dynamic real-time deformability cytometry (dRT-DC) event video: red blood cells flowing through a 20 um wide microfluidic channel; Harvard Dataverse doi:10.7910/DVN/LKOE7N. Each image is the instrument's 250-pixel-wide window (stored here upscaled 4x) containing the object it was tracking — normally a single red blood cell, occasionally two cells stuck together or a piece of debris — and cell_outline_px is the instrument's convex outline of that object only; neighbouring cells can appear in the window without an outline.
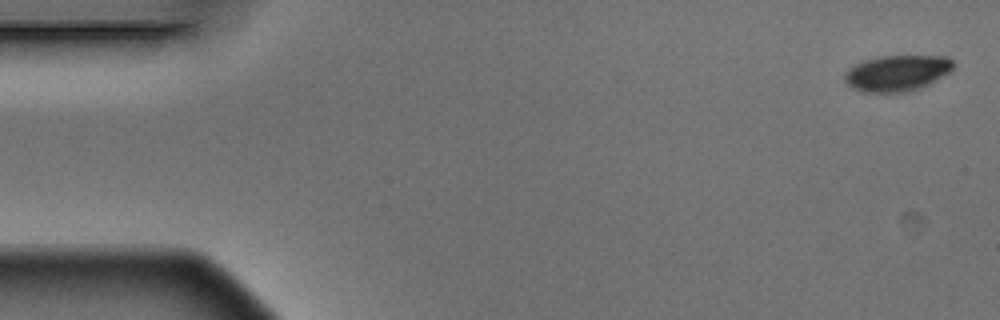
{"species": "Egyptian fruit bat (a non-hibernating species)", "species_latin": "Rousettus aegyptiacus", "temperature_condition": "warm", "stored_images_in_passage": 10, "camera_frame_rate_fps": 3000, "um_per_image_px": 0.085, "animal": {"sex": "male"}, "frame": {"image": 1, "passage_image": 1, "time_ms": 0.0, "image_size_px": [1000, 320], "cell_outline_px": [[956, 64], [948, 72], [928, 84], [912, 92], [864, 92], [852, 88], [844, 80], [844, 72], [848, 68], [864, 60], [880, 56], [944, 56], [952, 60]], "centroid_in_image_um": [76.22, 6.21], "position_along_channel_um": 8.8, "area_um2": 22.77}}
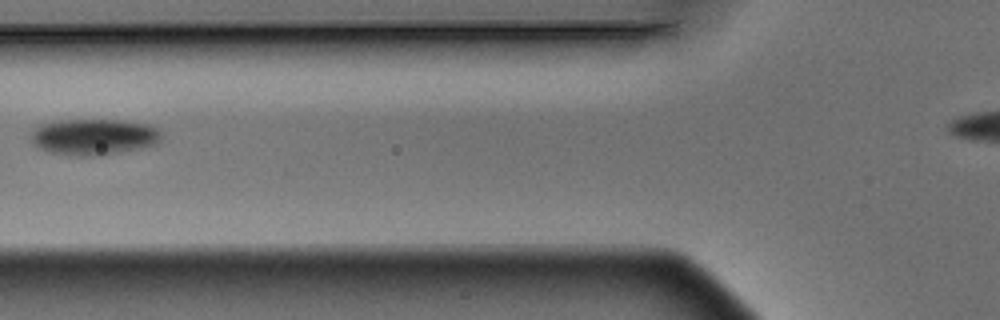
{"frame": {"image": 2, "passage_image": 6, "time_ms": 1.667, "image_size_px": [1000, 320], "cell_outline_px": [[160, 144], [140, 148], [88, 156], [76, 156], [48, 152], [40, 148], [28, 136], [40, 124], [56, 120], [120, 120], [148, 124], [156, 128], [160, 132]], "centroid_in_image_um": [7.95, 11.62], "position_along_channel_um": 117.8, "area_um2": 27.28}}
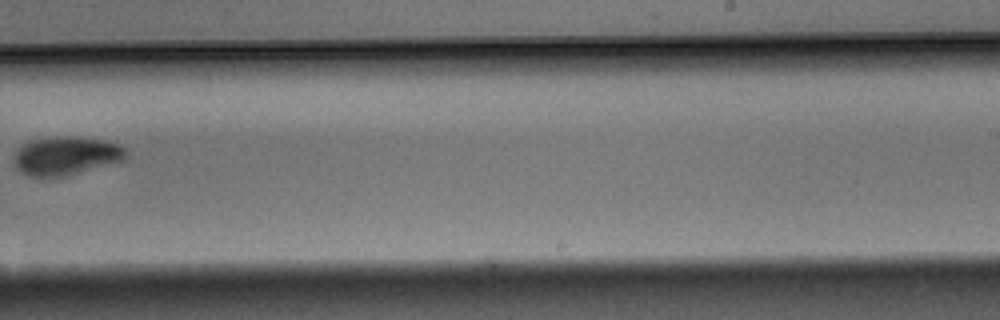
{"frame": {"image": 3, "passage_image": 10, "time_ms": 3.0, "image_size_px": [1000, 320], "cell_outline_px": [[128, 156], [124, 160], [64, 176], [28, 176], [20, 172], [16, 168], [12, 160], [12, 156], [28, 140], [60, 136], [80, 136], [108, 140], [120, 144], [128, 152]], "centroid_in_image_um": [5.62, 13.21], "position_along_channel_um": 283.4, "area_um2": 25.43}}